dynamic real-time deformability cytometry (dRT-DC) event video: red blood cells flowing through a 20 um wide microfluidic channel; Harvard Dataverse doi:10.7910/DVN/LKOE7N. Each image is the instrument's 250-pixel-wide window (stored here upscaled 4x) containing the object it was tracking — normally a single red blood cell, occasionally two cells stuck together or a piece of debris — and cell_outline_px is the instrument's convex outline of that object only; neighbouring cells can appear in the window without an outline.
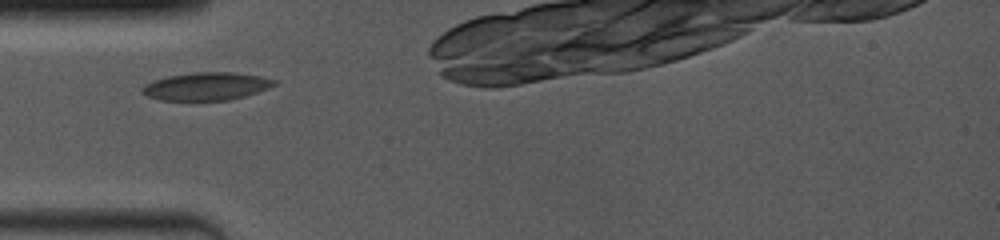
{"species": "common noctule bat (a hibernating species)", "species_latin": "Nyctalus noctula", "temperature_condition": "room temperature", "stored_images_in_passage": 2, "camera_frame_rate_fps": 4000, "um_per_image_px": 0.085, "animal": {"sex": "female", "body_mass_g": 19.0, "forearm_length_mm": 53.3}, "frame": {"image": 1, "passage_image": 1, "time_ms": 0.0, "image_size_px": [1000, 240], "cell_outline_px": [[276, 84], [268, 88], [244, 96], [228, 100], [160, 100], [148, 96], [140, 92], [140, 88], [144, 84], [152, 80], [168, 76], [196, 72], [236, 72], [260, 76], [276, 80]], "centroid_in_image_um": [17.5, 7.33], "position_along_channel_um": 67.5, "area_um2": 21.44}}